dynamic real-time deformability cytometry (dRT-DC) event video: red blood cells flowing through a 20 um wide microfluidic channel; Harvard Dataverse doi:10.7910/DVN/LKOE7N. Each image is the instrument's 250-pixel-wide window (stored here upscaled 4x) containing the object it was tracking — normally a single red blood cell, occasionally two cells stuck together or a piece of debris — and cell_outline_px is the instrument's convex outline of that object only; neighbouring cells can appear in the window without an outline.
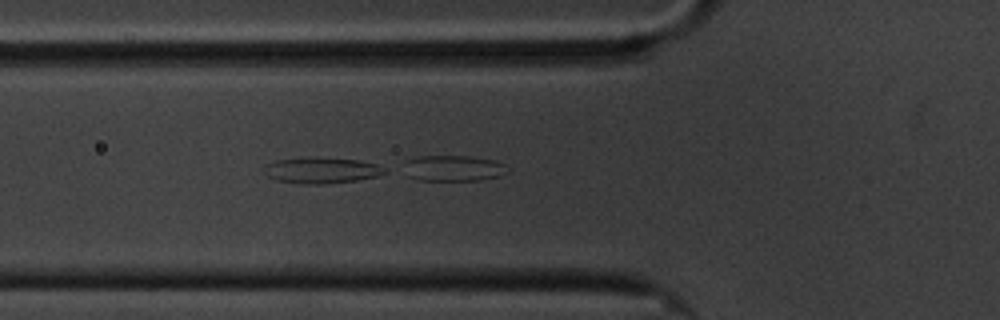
{"species": "common noctule bat (a hibernating species)", "species_latin": "Nyctalus noctula", "temperature_condition": "cold", "stored_images_in_passage": 58, "camera_frame_rate_fps": 3000, "um_per_image_px": 0.085, "animal": {"sex": "male", "body_mass_g": 20.1, "forearm_length_mm": 53.5}, "frame": {"image": 1, "passage_image": 20, "time_ms": 6.333, "image_size_px": [1000, 320], "cell_outline_px": [[508, 172], [500, 176], [480, 180], [416, 180], [408, 176], [404, 160], [416, 156], [468, 156], [492, 160], [504, 164]], "centroid_in_image_um": [38.51, 14.3], "position_along_channel_um": 87.3, "area_um2": 15.55}}
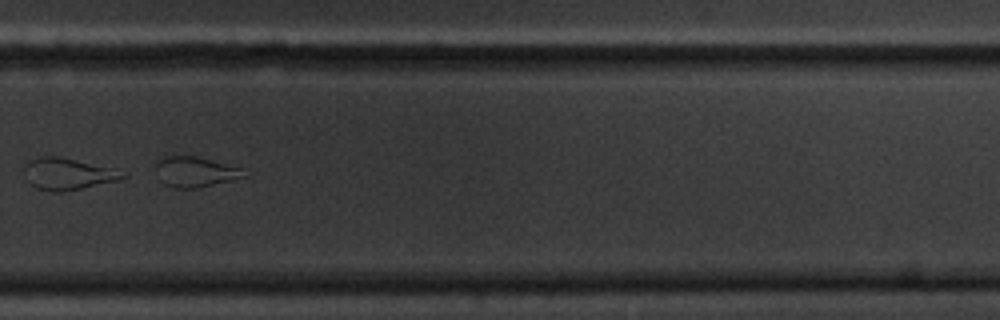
{"frame": {"image": 2, "passage_image": 40, "time_ms": 13.0, "image_size_px": [1000, 320], "cell_outline_px": [[248, 176], [196, 188], [176, 188], [164, 184], [160, 180], [156, 168], [156, 156], [196, 156], [240, 168]], "centroid_in_image_um": [16.52, 14.59], "position_along_channel_um": 313.3, "area_um2": 15.43}}
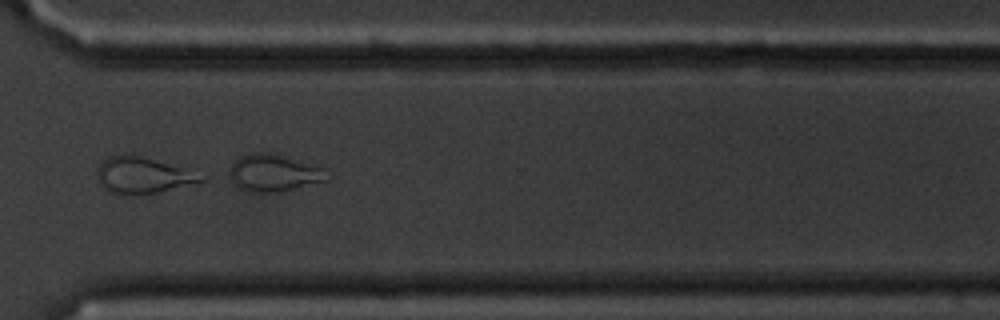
{"frame": {"image": 3, "passage_image": 43, "time_ms": 14.0, "image_size_px": [1000, 320], "cell_outline_px": [[208, 180], [156, 192], [124, 196], [108, 192], [100, 184], [100, 164], [104, 160], [112, 156], [140, 156], [208, 176]], "centroid_in_image_um": [12.17, 14.95], "position_along_channel_um": 358.4, "area_um2": 21.1}}